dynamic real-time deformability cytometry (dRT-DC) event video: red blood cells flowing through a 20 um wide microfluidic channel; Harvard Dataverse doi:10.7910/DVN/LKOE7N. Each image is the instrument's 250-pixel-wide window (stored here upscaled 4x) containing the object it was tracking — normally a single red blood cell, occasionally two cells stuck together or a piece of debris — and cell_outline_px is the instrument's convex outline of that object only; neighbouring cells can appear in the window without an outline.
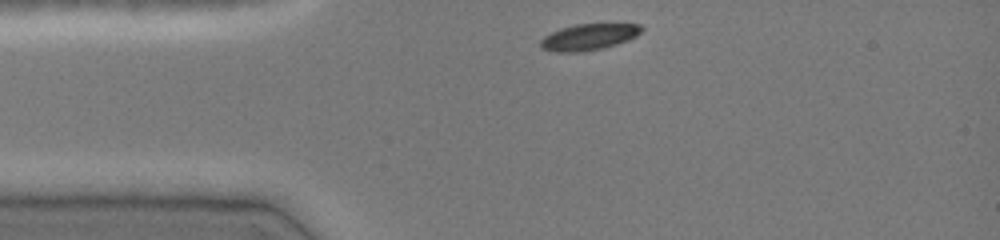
{"species": "common noctule bat (a hibernating species)", "species_latin": "Nyctalus noctula", "temperature_condition": "cold", "stored_images_in_passage": 32, "camera_frame_rate_fps": 3000, "um_per_image_px": 0.085, "animal": {"sex": "female", "body_mass_g": 19.0, "forearm_length_mm": 51.5}, "frame": {"image": 1, "passage_image": 1, "time_ms": 0.0, "image_size_px": [1000, 240], "cell_outline_px": [[644, 28], [636, 36], [628, 40], [604, 48], [580, 52], [556, 52], [540, 48], [540, 40], [544, 36], [560, 28], [576, 24], [640, 24]], "centroid_in_image_um": [50.03, 3.15], "position_along_channel_um": 35.0, "area_um2": 15.49}}
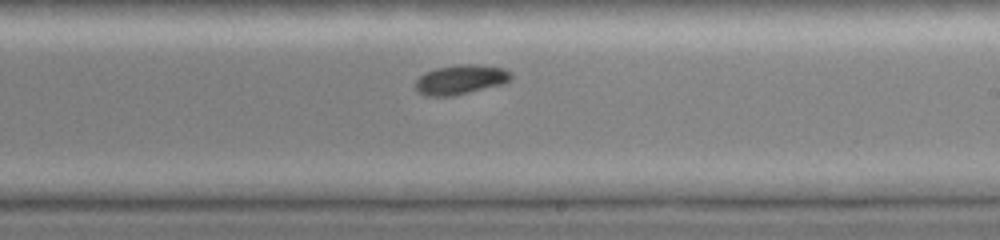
{"frame": {"image": 2, "passage_image": 19, "time_ms": 6.0, "image_size_px": [1000, 240], "cell_outline_px": [[512, 76], [504, 84], [456, 96], [424, 96], [416, 92], [416, 80], [424, 72], [436, 68], [460, 64], [476, 64], [504, 68]], "centroid_in_image_um": [39.12, 6.78], "position_along_channel_um": 249.9, "area_um2": 16.65}}
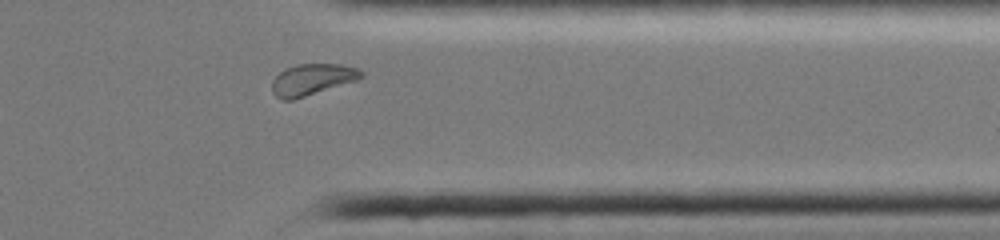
{"frame": {"image": 3, "passage_image": 29, "time_ms": 9.333, "image_size_px": [1000, 240], "cell_outline_px": [[364, 76], [356, 80], [292, 100], [280, 100], [272, 92], [272, 80], [284, 68], [296, 64], [340, 64], [360, 68], [364, 72]], "centroid_in_image_um": [26.52, 6.74], "position_along_channel_um": 384.9, "area_um2": 16.3}, "authors_computed_cell_mechanics": {"area_um2": 16.8776, "velocity_mm_per_s": 4.017, "shape_relaxation_time_tau1_ms": 2.7003, "shape_relaxation_time_tau2_ms": null, "deformation_change_tau1": 0.126, "deformation_change_tau2": null}}